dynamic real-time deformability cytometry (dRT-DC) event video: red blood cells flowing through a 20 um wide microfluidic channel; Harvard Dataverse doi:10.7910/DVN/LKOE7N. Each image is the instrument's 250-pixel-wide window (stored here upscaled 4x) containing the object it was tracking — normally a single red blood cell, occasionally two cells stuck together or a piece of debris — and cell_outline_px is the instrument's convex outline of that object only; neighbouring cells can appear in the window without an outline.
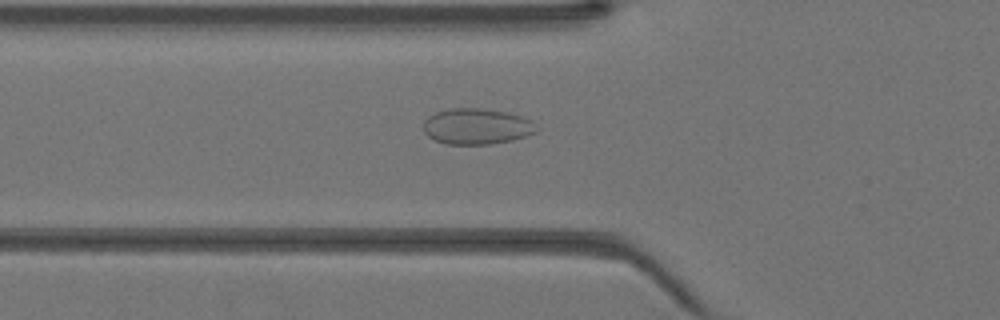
{"species": "Egyptian fruit bat (a non-hibernating species)", "species_latin": "Rousettus aegyptiacus", "temperature_condition": "warm", "stored_images_in_passage": 37, "camera_frame_rate_fps": 3000, "um_per_image_px": 0.085, "animal": {"sex": "female"}, "frame": {"image": 1, "passage_image": 9, "time_ms": 2.667, "image_size_px": [1000, 320], "cell_outline_px": [[540, 128], [536, 132], [512, 140], [488, 144], [444, 144], [432, 140], [424, 132], [424, 120], [428, 116], [436, 112], [448, 108], [480, 108], [508, 112], [524, 116], [532, 120]], "centroid_in_image_um": [40.53, 10.73], "position_along_channel_um": 85.3, "area_um2": 23.99}}
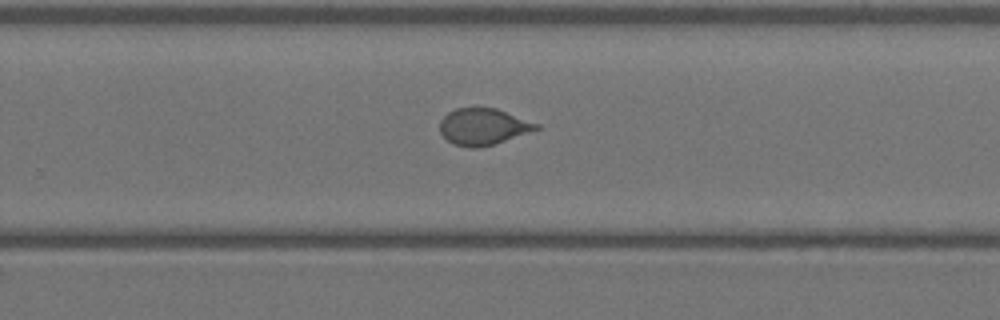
{"frame": {"image": 2, "passage_image": 22, "time_ms": 7.0, "image_size_px": [1000, 320], "cell_outline_px": [[540, 128], [480, 148], [472, 148], [452, 144], [440, 132], [440, 120], [448, 112], [456, 108], [496, 108], [540, 124]], "centroid_in_image_um": [41.04, 10.76], "position_along_channel_um": 288.8, "area_um2": 20.29}}
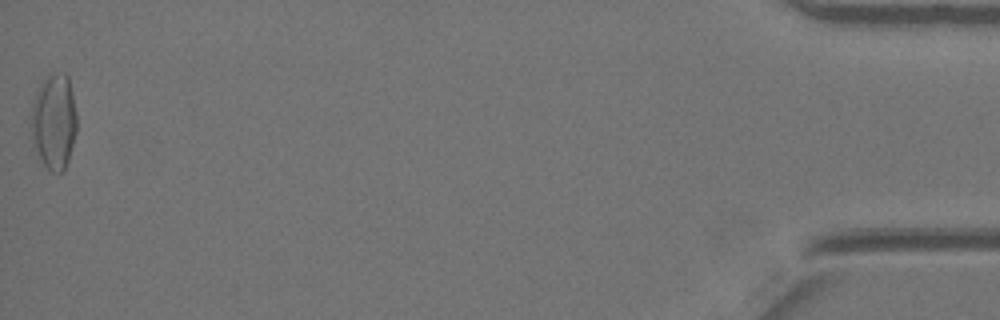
{"frame": {"image": 3, "passage_image": 37, "time_ms": 12.0, "image_size_px": [1000, 320], "cell_outline_px": [[76, 132], [68, 160], [64, 172], [52, 172], [44, 164], [32, 144], [32, 104], [36, 92], [40, 84], [48, 72], [64, 72], [68, 76], [72, 92], [76, 112]], "centroid_in_image_um": [4.59, 10.29], "position_along_channel_um": 430.6, "area_um2": 25.49}}